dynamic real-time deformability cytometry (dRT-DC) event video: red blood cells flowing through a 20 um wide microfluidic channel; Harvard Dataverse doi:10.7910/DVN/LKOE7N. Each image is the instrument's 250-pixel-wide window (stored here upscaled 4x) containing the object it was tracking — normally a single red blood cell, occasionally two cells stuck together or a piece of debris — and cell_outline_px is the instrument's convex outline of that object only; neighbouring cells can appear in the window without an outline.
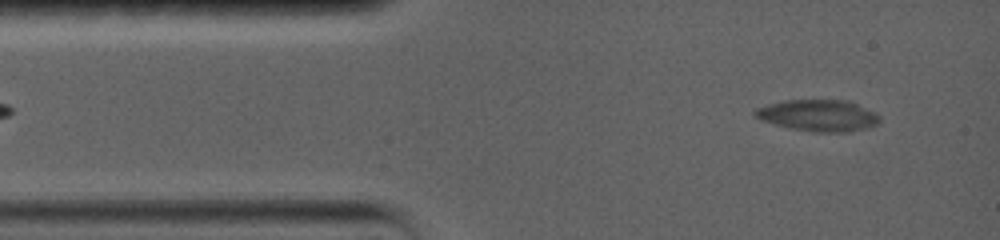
{"species": "common noctule bat (a hibernating species)", "species_latin": "Nyctalus noctula", "temperature_condition": "warm", "stored_images_in_passage": 60, "camera_frame_rate_fps": 5000, "um_per_image_px": 0.085, "animal": {"sex": "female", "body_mass_g": 19.0, "forearm_length_mm": 56.7}, "frame": {"image": 1, "passage_image": 4, "time_ms": 1.0, "image_size_px": [1000, 240], "cell_outline_px": [[880, 120], [876, 124], [868, 128], [848, 132], [812, 132], [792, 128], [776, 124], [752, 116], [752, 112], [756, 108], [768, 104], [784, 100], [848, 100], [880, 116]], "centroid_in_image_um": [69.53, 9.81], "position_along_channel_um": 15.5, "area_um2": 22.72}}
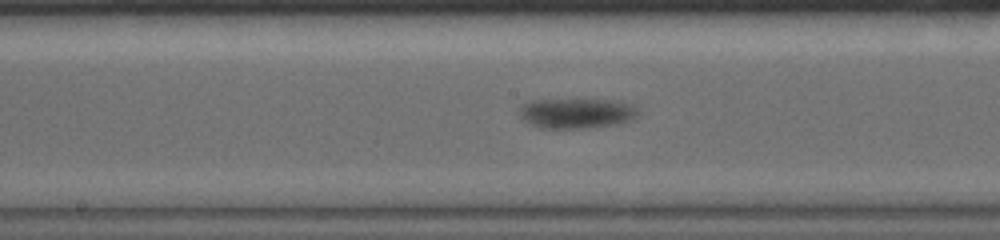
{"frame": {"image": 2, "passage_image": 27, "time_ms": 8.2, "image_size_px": [1000, 240], "cell_outline_px": [[640, 112], [632, 120], [620, 124], [584, 128], [540, 128], [524, 120], [520, 116], [520, 108], [524, 104], [532, 100], [608, 100], [628, 104], [640, 108]], "centroid_in_image_um": [49.05, 9.64], "position_along_channel_um": 199.2, "area_um2": 20.69}}
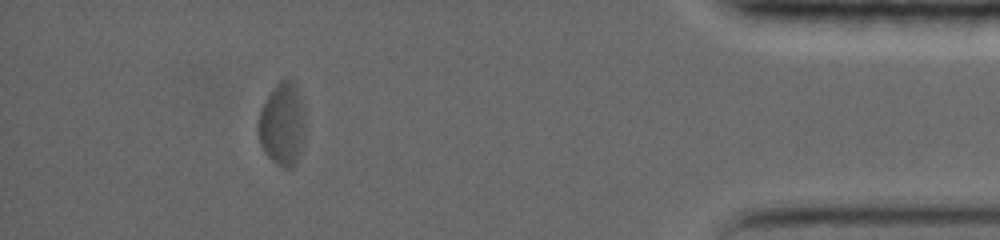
{"frame": {"image": 3, "passage_image": 52, "time_ms": 16.4, "image_size_px": [1000, 240], "cell_outline_px": [[304, 132], [296, 164], [292, 168], [284, 168], [276, 164], [264, 152], [260, 144], [260, 112], [268, 96], [276, 84], [284, 76], [292, 80], [296, 84], [304, 116]], "centroid_in_image_um": [24.01, 10.55], "position_along_channel_um": 411.2, "area_um2": 22.14}, "authors_computed_cell_mechanics": {"area_um2": 22.3108, "velocity_mm_per_s": 3.2827, "shape_relaxation_time_tau1_ms": 3.0115, "shape_relaxation_time_tau2_ms": null, "deformation_change_tau1": 0.1217, "deformation_change_tau2": null}}